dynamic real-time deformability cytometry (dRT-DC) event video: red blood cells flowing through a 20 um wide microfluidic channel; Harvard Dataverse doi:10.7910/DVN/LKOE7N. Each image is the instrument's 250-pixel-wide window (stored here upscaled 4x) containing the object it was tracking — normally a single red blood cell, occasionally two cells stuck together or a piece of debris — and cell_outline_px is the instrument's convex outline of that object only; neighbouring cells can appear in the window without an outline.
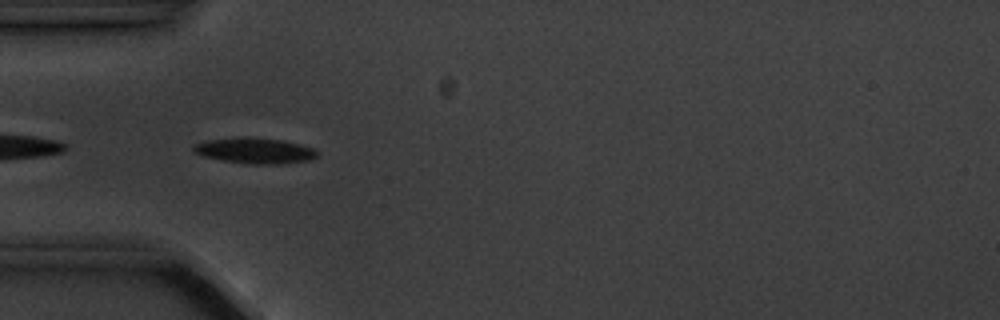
{"species": "common noctule bat (a hibernating species)", "species_latin": "Nyctalus noctula", "temperature_condition": "cold", "stored_images_in_passage": 8, "segment_of_instrument_passage": [2, 2], "camera_frame_rate_fps": 3000, "um_per_image_px": 0.085, "animal": {"sex": "male", "body_mass_g": 20.1, "forearm_length_mm": 53.5}, "frame": {"image": 1, "passage_image": 5, "time_ms": 4.667, "image_size_px": [1000, 320], "cell_outline_px": [[316, 156], [312, 160], [276, 164], [248, 164], [224, 160], [204, 156], [196, 152], [192, 148], [196, 144], [208, 140], [280, 140], [312, 148], [316, 152]], "centroid_in_image_um": [21.71, 12.87], "position_along_channel_um": 63.3, "area_um2": 17.05}}